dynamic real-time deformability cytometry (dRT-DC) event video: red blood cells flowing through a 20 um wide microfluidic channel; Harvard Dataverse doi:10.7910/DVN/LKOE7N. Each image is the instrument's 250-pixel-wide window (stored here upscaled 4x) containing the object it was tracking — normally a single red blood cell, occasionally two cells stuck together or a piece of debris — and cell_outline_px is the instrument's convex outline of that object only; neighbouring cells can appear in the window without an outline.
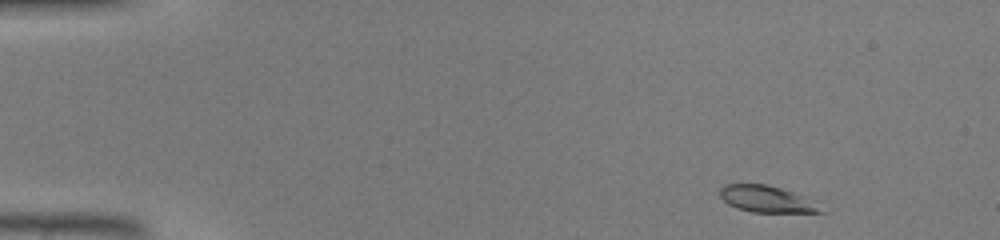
{"species": "common noctule bat (a hibernating species)", "species_latin": "Nyctalus noctula", "temperature_condition": "warm", "stored_images_in_passage": 41, "camera_frame_rate_fps": 3000, "um_per_image_px": 0.085, "animal": {"sex": "male", "body_mass_g": 19.0, "forearm_length_mm": 50.8}, "frame": {"image": 1, "passage_image": 1, "time_ms": 0.0, "image_size_px": [1000, 240], "cell_outline_px": [[824, 212], [752, 212], [736, 208], [728, 204], [720, 196], [720, 188], [724, 184], [768, 184], [816, 200]], "centroid_in_image_um": [65.18, 16.92], "position_along_channel_um": 19.8, "area_um2": 15.66}}
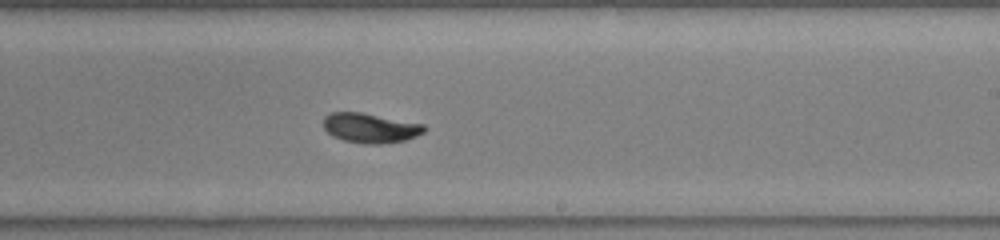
{"frame": {"image": 2, "passage_image": 24, "time_ms": 7.667, "image_size_px": [1000, 240], "cell_outline_px": [[424, 132], [416, 136], [404, 140], [380, 144], [364, 144], [344, 140], [332, 136], [324, 128], [324, 116], [328, 112], [360, 112], [424, 124]], "centroid_in_image_um": [31.44, 10.87], "position_along_channel_um": 257.6, "area_um2": 17.34}}
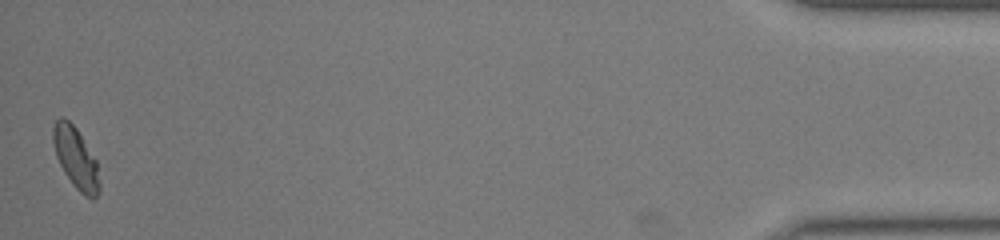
{"frame": {"image": 3, "passage_image": 41, "time_ms": 13.333, "image_size_px": [1000, 240], "cell_outline_px": [[100, 188], [96, 196], [92, 200], [84, 196], [72, 184], [64, 172], [56, 156], [52, 140], [52, 128], [56, 120], [60, 116], [64, 116], [76, 128], [96, 160], [100, 184]], "centroid_in_image_um": [6.43, 13.43], "position_along_channel_um": 428.8, "area_um2": 16.53}}